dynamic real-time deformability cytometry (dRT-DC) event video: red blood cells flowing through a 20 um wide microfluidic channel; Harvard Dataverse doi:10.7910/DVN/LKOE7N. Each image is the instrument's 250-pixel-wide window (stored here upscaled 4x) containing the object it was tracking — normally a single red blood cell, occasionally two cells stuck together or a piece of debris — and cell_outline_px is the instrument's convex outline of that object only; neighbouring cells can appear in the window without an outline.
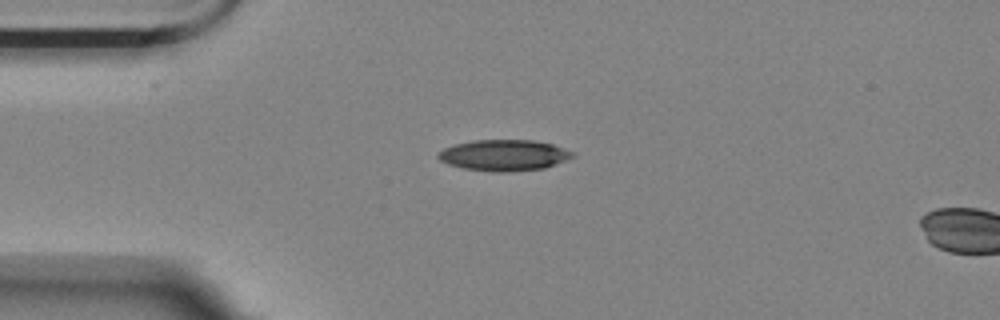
{"species": "Egyptian fruit bat (a non-hibernating species)", "species_latin": "Rousettus aegyptiacus", "temperature_condition": "room temperature", "stored_images_in_passage": 4, "camera_frame_rate_fps": 3000, "um_per_image_px": 0.085, "animal": {"sex": "female"}, "frame": {"image": 1, "passage_image": 1, "time_ms": 0.0, "image_size_px": [1000, 320], "cell_outline_px": [[568, 156], [552, 164], [540, 168], [468, 168], [452, 164], [444, 160], [440, 156], [440, 152], [448, 148], [460, 144], [480, 140], [528, 140], [552, 144], [568, 152]], "centroid_in_image_um": [42.81, 13.12], "position_along_channel_um": 42.2, "area_um2": 21.27}}